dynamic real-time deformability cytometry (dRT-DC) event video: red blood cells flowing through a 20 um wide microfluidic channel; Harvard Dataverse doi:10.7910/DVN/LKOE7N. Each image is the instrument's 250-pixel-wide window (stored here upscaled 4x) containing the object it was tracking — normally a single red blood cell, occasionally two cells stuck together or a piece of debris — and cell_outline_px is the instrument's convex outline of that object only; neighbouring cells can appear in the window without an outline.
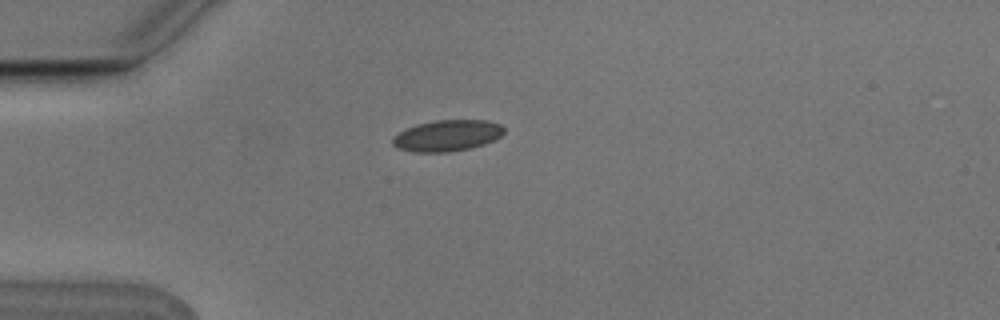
{"species": "Egyptian fruit bat (a non-hibernating species)", "species_latin": "Rousettus aegyptiacus", "temperature_condition": "cold", "stored_images_in_passage": 2, "camera_frame_rate_fps": 3000, "um_per_image_px": 0.085, "animal": {"sex": "male"}, "frame": {"image": 1, "passage_image": 1, "time_ms": 0.0, "image_size_px": [1000, 320], "cell_outline_px": [[504, 132], [500, 136], [484, 144], [468, 148], [448, 152], [412, 152], [396, 148], [392, 144], [392, 140], [400, 132], [416, 124], [436, 120], [488, 120], [500, 124], [504, 128]], "centroid_in_image_um": [38.0, 11.52], "position_along_channel_um": 47.0, "area_um2": 20.11}}
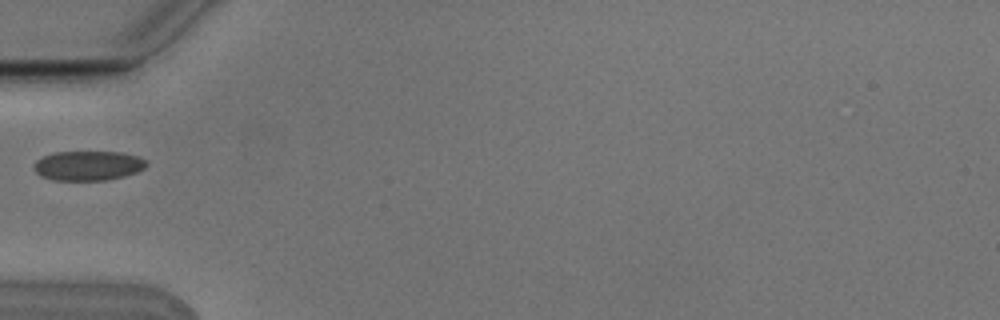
{"frame": {"image": 2, "passage_image": 2, "time_ms": 0.333, "image_size_px": [1000, 320], "cell_outline_px": [[148, 164], [144, 168], [136, 172], [124, 176], [108, 180], [52, 180], [40, 176], [32, 168], [32, 164], [36, 160], [44, 156], [56, 152], [120, 152], [136, 156], [148, 160]], "centroid_in_image_um": [7.47, 14.08], "position_along_channel_um": 77.5, "area_um2": 19.54}}